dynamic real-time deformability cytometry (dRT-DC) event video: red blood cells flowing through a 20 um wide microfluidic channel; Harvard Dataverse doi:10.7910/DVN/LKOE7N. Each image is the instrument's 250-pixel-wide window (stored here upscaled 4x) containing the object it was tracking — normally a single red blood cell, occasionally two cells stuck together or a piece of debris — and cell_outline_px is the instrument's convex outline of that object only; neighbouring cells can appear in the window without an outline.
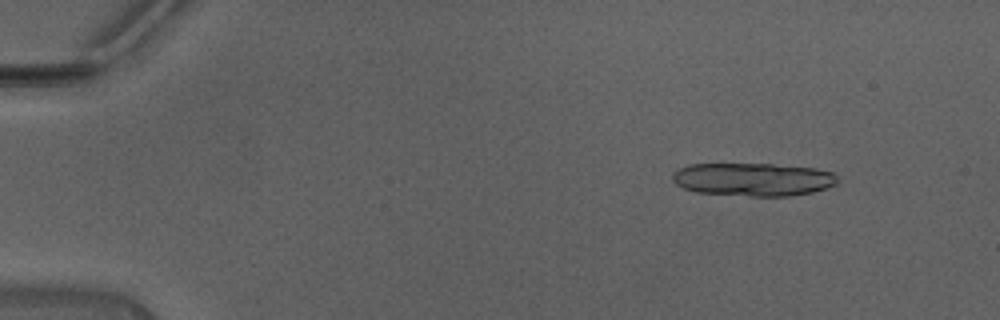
{"species": "Egyptian fruit bat (a non-hibernating species)", "species_latin": "Rousettus aegyptiacus", "temperature_condition": "warm", "stored_images_in_passage": 18, "camera_frame_rate_fps": 3000, "um_per_image_px": 0.085, "animal": {"sex": "male"}, "frame": {"image": 1, "passage_image": 6, "time_ms": 1.667, "image_size_px": [1000, 320], "cell_outline_px": [[840, 180], [836, 184], [812, 192], [788, 196], [752, 196], [696, 192], [684, 188], [676, 184], [672, 180], [672, 172], [688, 164], [772, 164], [816, 168], [832, 172]], "centroid_in_image_um": [64.0, 15.24], "position_along_channel_um": 21.0, "area_um2": 31.91}}